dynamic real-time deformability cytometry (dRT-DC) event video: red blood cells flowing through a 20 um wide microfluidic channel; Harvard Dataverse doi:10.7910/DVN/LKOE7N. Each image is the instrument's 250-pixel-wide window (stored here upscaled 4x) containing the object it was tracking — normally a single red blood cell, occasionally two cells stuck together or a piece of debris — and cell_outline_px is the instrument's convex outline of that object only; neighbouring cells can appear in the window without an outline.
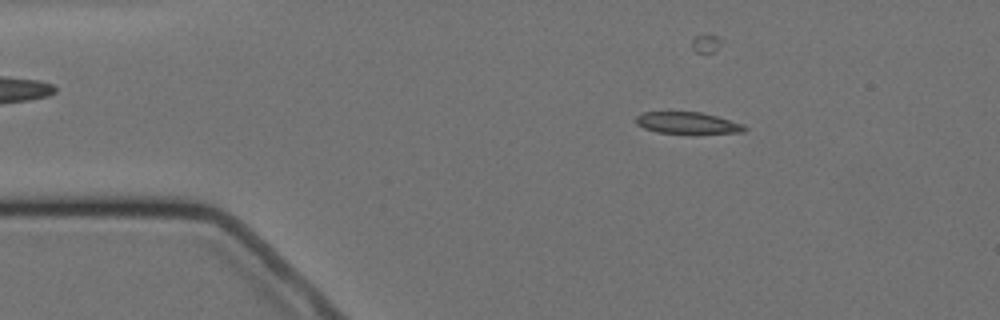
{"species": "Egyptian fruit bat (a non-hibernating species)", "species_latin": "Rousettus aegyptiacus", "temperature_condition": "cold", "stored_images_in_passage": 4, "camera_frame_rate_fps": 3000, "um_per_image_px": 0.085, "animal": {"sex": "female"}, "frame": {"image": 1, "passage_image": 2, "time_ms": 1.333, "image_size_px": [1000, 320], "cell_outline_px": [[748, 128], [744, 132], [656, 132], [644, 128], [636, 124], [636, 116], [644, 112], [700, 112], [716, 116], [744, 124]], "centroid_in_image_um": [58.42, 10.43], "position_along_channel_um": 26.6, "area_um2": 13.24}}
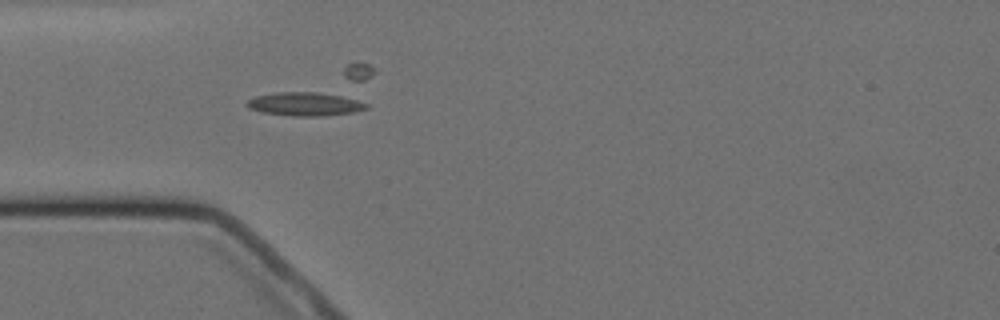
{"frame": {"image": 2, "passage_image": 4, "time_ms": 3.667, "image_size_px": [1000, 320], "cell_outline_px": [[368, 108], [352, 112], [320, 116], [292, 116], [260, 112], [248, 108], [244, 104], [248, 100], [256, 96], [276, 92], [316, 92], [340, 96], [356, 100], [368, 104]], "centroid_in_image_um": [25.84, 8.85], "position_along_channel_um": 59.2, "area_um2": 16.24}}